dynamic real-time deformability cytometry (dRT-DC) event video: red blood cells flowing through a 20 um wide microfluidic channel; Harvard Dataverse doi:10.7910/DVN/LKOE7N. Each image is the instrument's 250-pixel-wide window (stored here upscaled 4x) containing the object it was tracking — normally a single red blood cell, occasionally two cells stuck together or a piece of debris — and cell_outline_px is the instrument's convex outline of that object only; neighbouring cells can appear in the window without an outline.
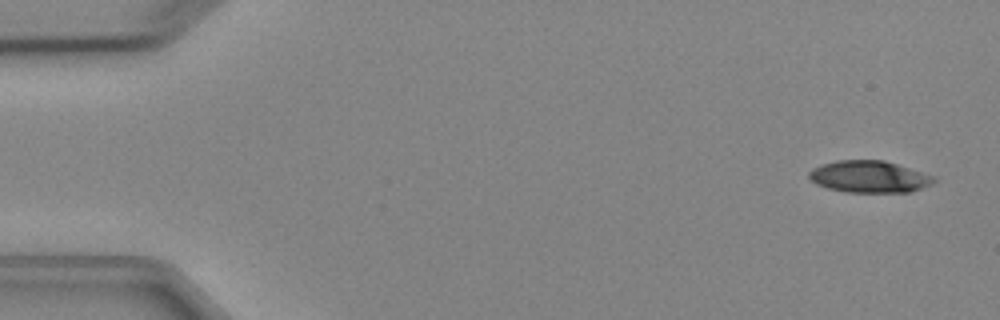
{"species": "Egyptian fruit bat (a non-hibernating species)", "species_latin": "Rousettus aegyptiacus", "temperature_condition": "cold", "stored_images_in_passage": 5, "camera_frame_rate_fps": 3000, "um_per_image_px": 0.085, "animal": {"sex": "female"}, "frame": {"image": 1, "passage_image": 1, "time_ms": 0.0, "image_size_px": [1000, 320], "cell_outline_px": [[936, 180], [932, 184], [912, 192], [844, 192], [828, 188], [816, 184], [808, 176], [808, 172], [812, 168], [820, 164], [836, 160], [884, 160], [936, 176]], "centroid_in_image_um": [73.89, 15.02], "position_along_channel_um": 11.1, "area_um2": 23.41}}
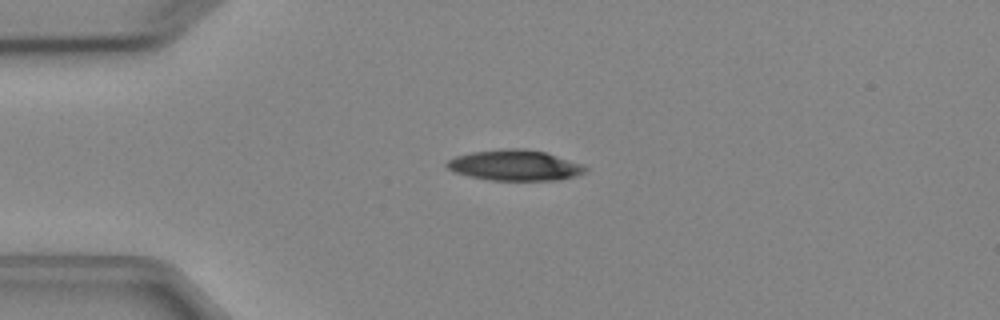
{"frame": {"image": 2, "passage_image": 4, "time_ms": 3.333, "image_size_px": [1000, 320], "cell_outline_px": [[588, 168], [584, 172], [576, 176], [556, 180], [492, 180], [468, 176], [452, 172], [444, 164], [448, 160], [456, 156], [472, 152], [500, 148], [524, 148], [544, 152], [584, 164]], "centroid_in_image_um": [43.74, 14.04], "position_along_channel_um": 41.3, "area_um2": 24.85}}